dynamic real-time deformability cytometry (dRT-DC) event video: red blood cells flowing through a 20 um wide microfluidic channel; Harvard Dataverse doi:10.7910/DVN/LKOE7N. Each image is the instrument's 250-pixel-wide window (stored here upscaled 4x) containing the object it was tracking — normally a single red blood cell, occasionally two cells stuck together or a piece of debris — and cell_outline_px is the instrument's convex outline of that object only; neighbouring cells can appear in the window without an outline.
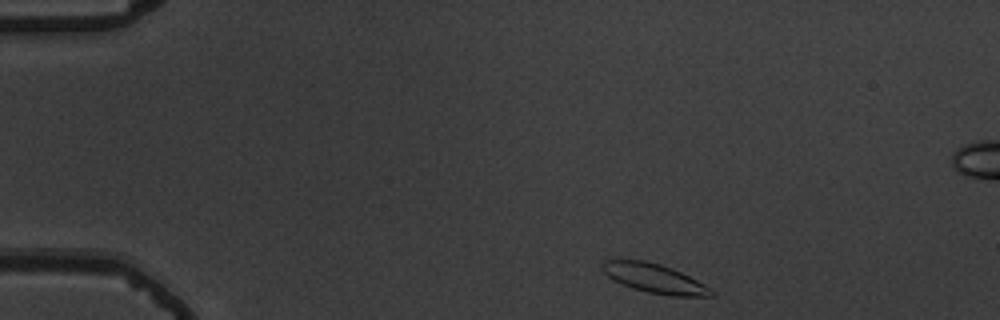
{"species": "common noctule bat (a hibernating species)", "species_latin": "Nyctalus noctula", "temperature_condition": "warm", "stored_images_in_passage": 50, "camera_frame_rate_fps": 3000, "um_per_image_px": 0.085, "animal": {"sex": "male", "body_mass_g": 19.5, "forearm_length_mm": 54.6}, "frame": {"image": 1, "passage_image": 2, "time_ms": 0.333, "image_size_px": [1000, 320], "cell_outline_px": [[712, 296], [672, 296], [648, 292], [632, 288], [608, 276], [600, 268], [600, 264], [604, 260], [644, 260], [660, 264], [672, 268], [704, 284], [712, 292]], "centroid_in_image_um": [55.58, 23.65], "position_along_channel_um": 29.4, "area_um2": 18.15}}
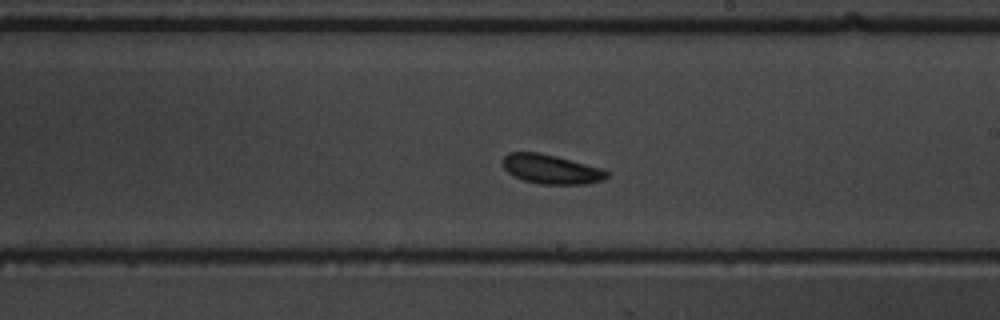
{"frame": {"image": 2, "passage_image": 26, "time_ms": 8.333, "image_size_px": [1000, 320], "cell_outline_px": [[608, 176], [604, 180], [588, 184], [540, 184], [524, 180], [508, 172], [500, 164], [500, 160], [508, 152], [540, 152], [604, 168], [608, 172]], "centroid_in_image_um": [46.84, 14.37], "position_along_channel_um": 242.2, "area_um2": 18.03}}
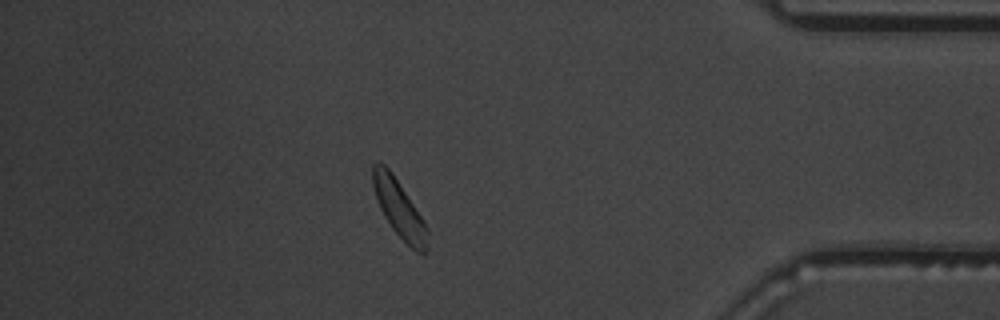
{"frame": {"image": 3, "passage_image": 42, "time_ms": 13.667, "image_size_px": [1000, 320], "cell_outline_px": [[428, 248], [424, 256], [416, 252], [392, 228], [384, 216], [380, 208], [372, 184], [372, 164], [376, 160], [380, 160], [392, 172], [428, 228]], "centroid_in_image_um": [33.92, 17.73], "position_along_channel_um": 401.3, "area_um2": 18.15}, "authors_computed_cell_mechanics": {"area_um2": 18.1203, "velocity_mm_per_s": 3.594, "shape_relaxation_time_tau1_ms": 6.5505, "shape_relaxation_time_tau2_ms": 7.7083, "deformation_change_tau1": 0.1678, "deformation_change_tau2": 0.1538}}